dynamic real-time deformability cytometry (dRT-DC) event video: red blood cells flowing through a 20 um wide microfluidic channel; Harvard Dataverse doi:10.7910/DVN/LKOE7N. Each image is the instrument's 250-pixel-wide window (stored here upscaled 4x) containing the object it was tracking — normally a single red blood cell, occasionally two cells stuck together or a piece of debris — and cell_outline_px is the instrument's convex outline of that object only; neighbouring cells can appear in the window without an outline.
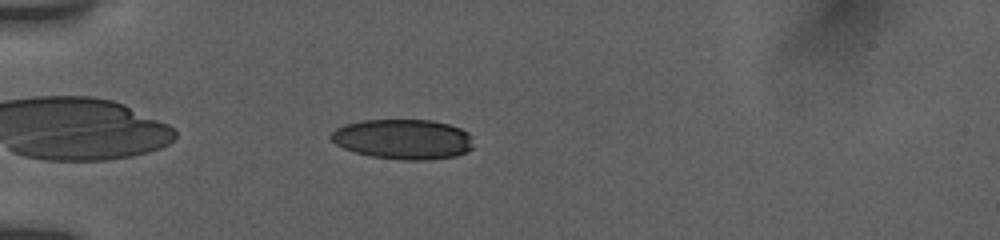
{"species": "human", "species_latin": "Homo sapiens", "temperature_condition": "room temperature", "stored_images_in_passage": 8, "camera_frame_rate_fps": 3000, "um_per_image_px": 0.085, "donor": {"sex": "female"}, "frame": {"image": 1, "passage_image": 4, "time_ms": 1.333, "image_size_px": [1000, 240], "cell_outline_px": [[472, 148], [468, 152], [456, 156], [428, 160], [404, 160], [372, 156], [356, 152], [344, 148], [336, 144], [328, 136], [336, 128], [344, 124], [360, 120], [432, 120], [448, 124], [460, 128], [468, 132], [472, 136]], "centroid_in_image_um": [34.28, 11.83], "position_along_channel_um": 50.7, "area_um2": 33.41}}
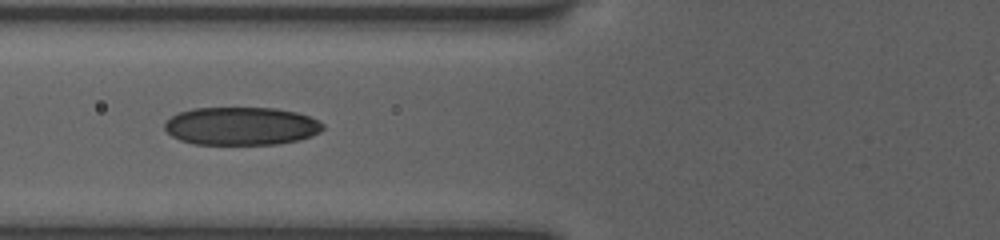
{"frame": {"image": 2, "passage_image": 7, "time_ms": 3.333, "image_size_px": [1000, 240], "cell_outline_px": [[324, 128], [320, 132], [312, 136], [300, 140], [276, 144], [192, 144], [180, 140], [172, 136], [164, 128], [164, 124], [172, 116], [180, 112], [192, 108], [276, 108], [296, 112], [308, 116], [324, 124]], "centroid_in_image_um": [20.52, 10.72], "position_along_channel_um": 105.3, "area_um2": 35.14}}